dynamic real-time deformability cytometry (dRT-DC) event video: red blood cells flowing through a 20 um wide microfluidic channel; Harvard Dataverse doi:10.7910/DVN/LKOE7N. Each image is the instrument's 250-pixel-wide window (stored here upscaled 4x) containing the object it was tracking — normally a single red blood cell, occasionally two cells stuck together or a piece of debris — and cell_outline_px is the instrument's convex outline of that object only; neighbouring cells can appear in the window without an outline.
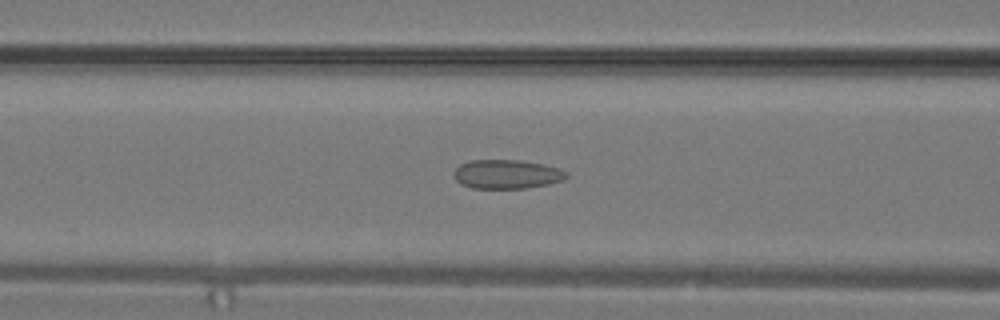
{"species": "common noctule bat (a hibernating species)", "species_latin": "Nyctalus noctula", "temperature_condition": "warm", "stored_images_in_passage": 22, "camera_frame_rate_fps": 3000, "um_per_image_px": 0.085, "animal": {"sex": "male", "body_mass_g": 19.2, "forearm_length_mm": 51.8}, "frame": {"image": 1, "passage_image": 4, "time_ms": 1.0, "image_size_px": [1000, 320], "cell_outline_px": [[568, 176], [564, 180], [548, 184], [528, 188], [472, 188], [460, 184], [452, 176], [452, 172], [460, 164], [472, 160], [516, 160], [544, 164], [560, 168], [568, 172]], "centroid_in_image_um": [43.07, 14.81], "position_along_channel_um": 123.5, "area_um2": 19.25}}
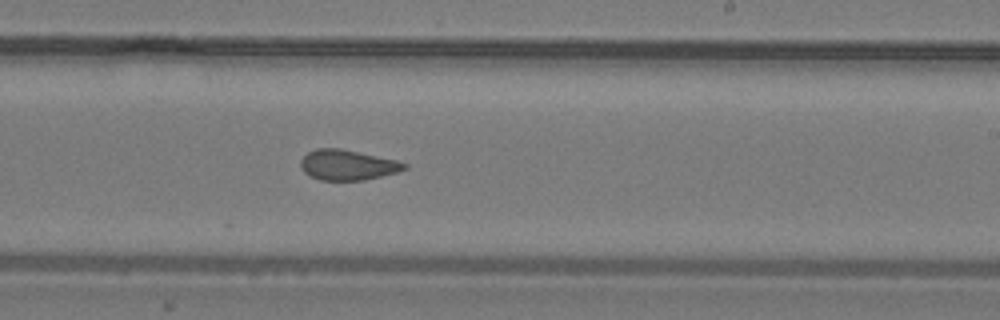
{"frame": {"image": 2, "passage_image": 10, "time_ms": 3.0, "image_size_px": [1000, 320], "cell_outline_px": [[408, 168], [400, 172], [364, 180], [320, 180], [304, 172], [300, 168], [300, 160], [308, 152], [316, 148], [340, 148], [396, 160], [408, 164]], "centroid_in_image_um": [29.56, 14.02], "position_along_channel_um": 259.4, "area_um2": 18.38}}
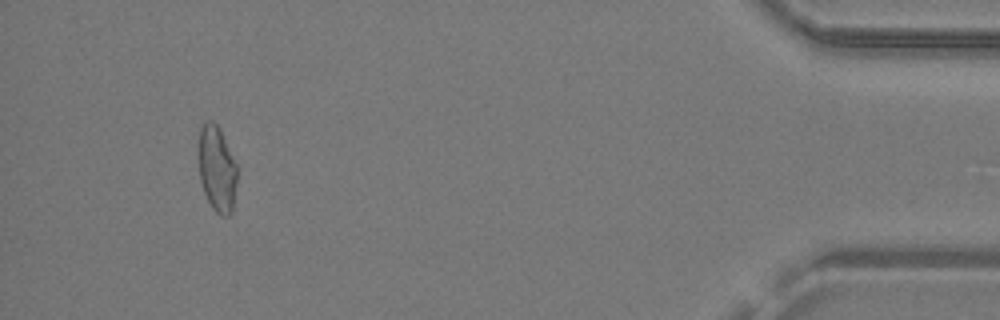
{"frame": {"image": 3, "passage_image": 20, "time_ms": 6.333, "image_size_px": [1000, 320], "cell_outline_px": [[236, 184], [232, 212], [228, 216], [220, 216], [212, 208], [204, 192], [200, 180], [200, 124], [208, 120], [212, 120], [216, 124], [236, 164]], "centroid_in_image_um": [18.44, 14.4], "position_along_channel_um": 416.8, "area_um2": 18.73}}